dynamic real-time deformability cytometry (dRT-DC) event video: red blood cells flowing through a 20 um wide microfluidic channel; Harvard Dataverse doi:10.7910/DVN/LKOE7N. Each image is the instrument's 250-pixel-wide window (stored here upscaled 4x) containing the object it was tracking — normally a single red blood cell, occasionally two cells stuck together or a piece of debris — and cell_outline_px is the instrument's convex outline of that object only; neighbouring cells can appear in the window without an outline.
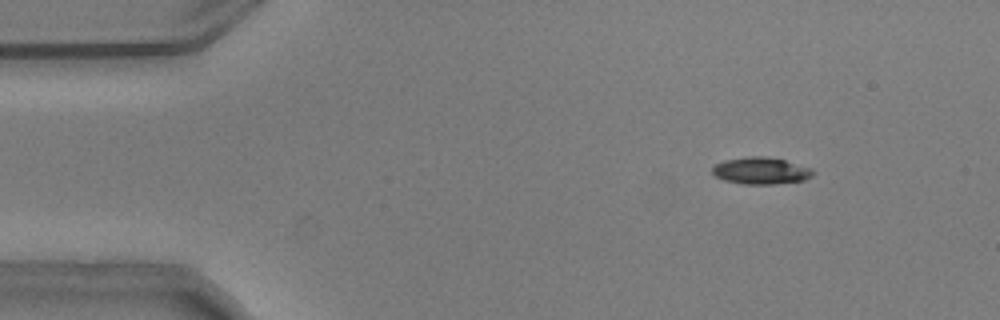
{"species": "common noctule bat (a hibernating species)", "species_latin": "Nyctalus noctula", "temperature_condition": "warm", "stored_images_in_passage": 54, "camera_frame_rate_fps": 3000, "um_per_image_px": 0.085, "animal": {"sex": "male", "body_mass_g": 20.5, "forearm_length_mm": 52.5}, "frame": {"image": 1, "passage_image": 7, "time_ms": 2.0, "image_size_px": [1000, 320], "cell_outline_px": [[816, 172], [812, 176], [804, 180], [776, 184], [744, 184], [724, 180], [716, 176], [712, 172], [712, 168], [716, 164], [724, 160], [748, 156], [764, 156], [784, 160], [812, 168]], "centroid_in_image_um": [64.7, 14.51], "position_along_channel_um": 20.3, "area_um2": 15.78}}
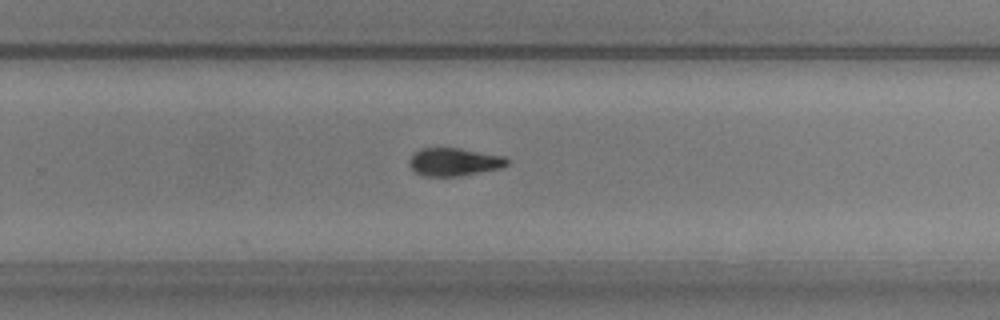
{"frame": {"image": 2, "passage_image": 35, "time_ms": 11.333, "image_size_px": [1000, 320], "cell_outline_px": [[508, 164], [500, 168], [456, 176], [424, 176], [416, 172], [408, 164], [408, 160], [420, 148], [460, 148], [504, 156], [508, 160]], "centroid_in_image_um": [38.58, 13.75], "position_along_channel_um": 291.2, "area_um2": 15.72}}
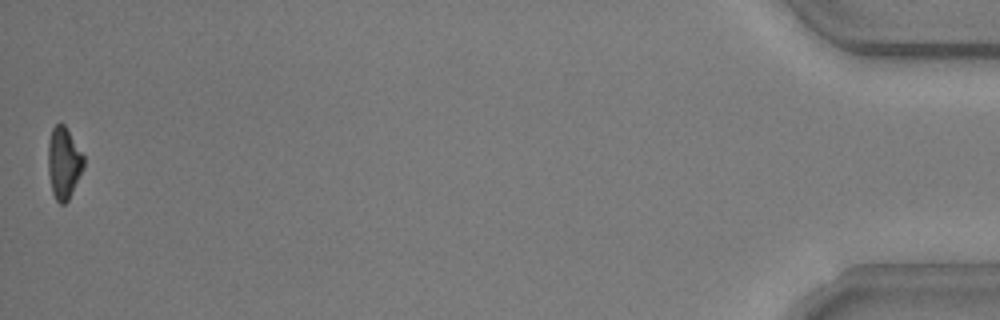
{"frame": {"image": 3, "passage_image": 54, "time_ms": 17.667, "image_size_px": [1000, 320], "cell_outline_px": [[84, 168], [68, 200], [64, 204], [60, 204], [56, 200], [52, 192], [48, 172], [48, 140], [52, 128], [56, 124], [64, 124], [84, 156]], "centroid_in_image_um": [5.41, 13.85], "position_along_channel_um": 429.8, "area_um2": 14.85}, "authors_computed_cell_mechanics": {"area_um2": 15.7216, "velocity_mm_per_s": 3.7446, "shape_relaxation_time_tau1_ms": 1.5063, "shape_relaxation_time_tau2_ms": 4.747, "deformation_change_tau1": 0.14, "deformation_change_tau2": 0.1348}}